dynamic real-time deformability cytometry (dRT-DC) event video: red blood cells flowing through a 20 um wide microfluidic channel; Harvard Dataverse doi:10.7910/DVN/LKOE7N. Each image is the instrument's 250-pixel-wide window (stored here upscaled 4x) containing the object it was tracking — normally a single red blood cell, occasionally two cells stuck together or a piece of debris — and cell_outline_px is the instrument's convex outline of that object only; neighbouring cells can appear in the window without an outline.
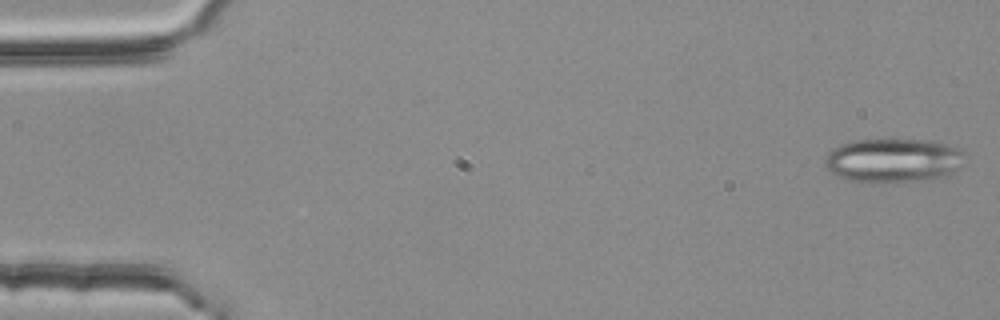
{"species": "common noctule bat (a hibernating species)", "species_latin": "Nyctalus noctula", "temperature_condition": "room temperature", "stored_images_in_passage": 4, "camera_frame_rate_fps": 3000, "um_per_image_px": 0.085, "animal": {"sex": "female", "body_mass_g": 25.1}, "frame": {"image": 1, "passage_image": 1, "time_ms": 0.0, "image_size_px": [1000, 320], "cell_outline_px": [[960, 168], [952, 172], [940, 176], [920, 180], [848, 180], [824, 168], [824, 160], [828, 152], [840, 144], [856, 140], [932, 140], [960, 148]], "centroid_in_image_um": [75.87, 13.59], "position_along_channel_um": 9.1, "area_um2": 34.68}}